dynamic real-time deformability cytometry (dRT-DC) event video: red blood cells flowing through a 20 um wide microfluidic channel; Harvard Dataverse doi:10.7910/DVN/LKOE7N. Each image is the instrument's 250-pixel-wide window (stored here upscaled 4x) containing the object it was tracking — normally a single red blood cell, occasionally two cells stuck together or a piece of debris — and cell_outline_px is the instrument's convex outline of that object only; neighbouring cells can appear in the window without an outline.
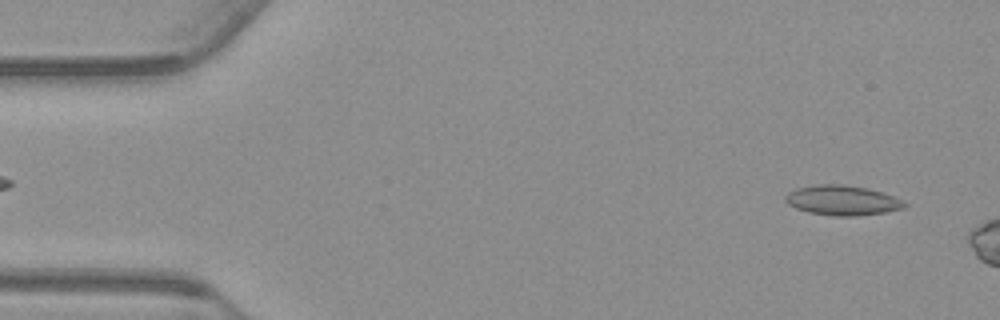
{"species": "common noctule bat (a hibernating species)", "species_latin": "Nyctalus noctula", "temperature_condition": "warm", "stored_images_in_passage": 8, "camera_frame_rate_fps": 3000, "um_per_image_px": 0.085, "animal": {"sex": "male", "body_mass_g": 23.1, "forearm_length_mm": 52.7}, "frame": {"image": 1, "passage_image": 3, "time_ms": 0.667, "image_size_px": [1000, 320], "cell_outline_px": [[908, 204], [904, 208], [884, 212], [856, 216], [836, 216], [808, 212], [796, 208], [788, 204], [784, 200], [784, 196], [788, 192], [796, 188], [816, 184], [844, 184], [868, 188], [904, 200]], "centroid_in_image_um": [71.58, 17.02], "position_along_channel_um": 13.4, "area_um2": 20.81}}